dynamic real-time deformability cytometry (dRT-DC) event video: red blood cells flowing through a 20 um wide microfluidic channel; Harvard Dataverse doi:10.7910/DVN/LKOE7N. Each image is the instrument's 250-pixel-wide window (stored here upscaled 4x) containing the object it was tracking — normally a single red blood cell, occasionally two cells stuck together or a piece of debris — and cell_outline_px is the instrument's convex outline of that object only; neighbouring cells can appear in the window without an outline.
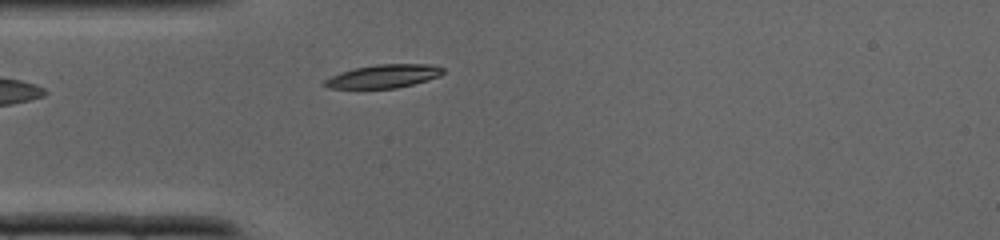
{"species": "common noctule bat (a hibernating species)", "species_latin": "Nyctalus noctula", "temperature_condition": "cold", "stored_images_in_passage": 28, "camera_frame_rate_fps": 3000, "um_per_image_px": 0.085, "animal": {"sex": "male", "body_mass_g": 19.0, "forearm_length_mm": 50.8}, "frame": {"image": 1, "passage_image": 1, "time_ms": 0.0, "image_size_px": [1000, 240], "cell_outline_px": [[444, 72], [440, 76], [428, 80], [396, 88], [328, 88], [324, 84], [324, 80], [340, 72], [356, 68], [376, 64], [432, 64], [444, 68]], "centroid_in_image_um": [32.64, 6.47], "position_along_channel_um": 52.4, "area_um2": 16.01}}
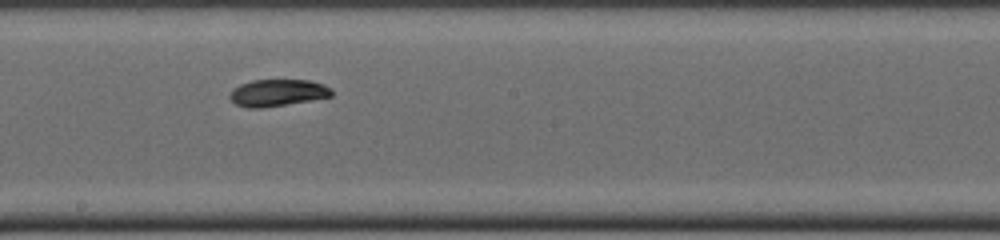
{"frame": {"image": 2, "passage_image": 11, "time_ms": 3.333, "image_size_px": [1000, 240], "cell_outline_px": [[332, 96], [312, 100], [264, 108], [248, 108], [236, 104], [228, 96], [232, 88], [240, 84], [252, 80], [308, 80], [324, 84], [332, 88]], "centroid_in_image_um": [23.58, 7.88], "position_along_channel_um": 224.6, "area_um2": 16.13}}
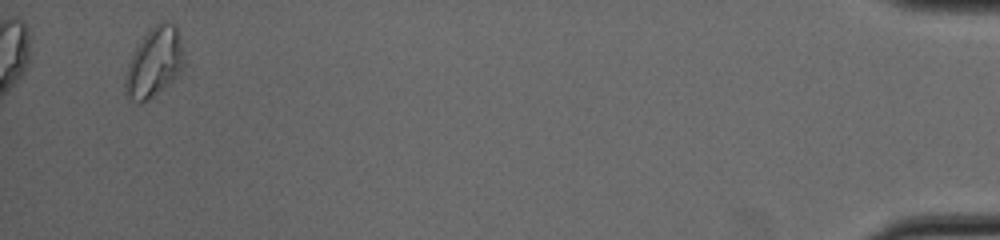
{"frame": {"image": 3, "passage_image": 27, "time_ms": 8.667, "image_size_px": [1000, 240], "cell_outline_px": [[184, 64], [180, 72], [164, 88], [148, 100], [132, 100], [124, 92], [124, 76], [128, 64], [136, 48], [148, 28], [164, 20], [176, 24], [184, 56]], "centroid_in_image_um": [13.11, 5.27], "position_along_channel_um": 422.1, "area_um2": 23.64}}